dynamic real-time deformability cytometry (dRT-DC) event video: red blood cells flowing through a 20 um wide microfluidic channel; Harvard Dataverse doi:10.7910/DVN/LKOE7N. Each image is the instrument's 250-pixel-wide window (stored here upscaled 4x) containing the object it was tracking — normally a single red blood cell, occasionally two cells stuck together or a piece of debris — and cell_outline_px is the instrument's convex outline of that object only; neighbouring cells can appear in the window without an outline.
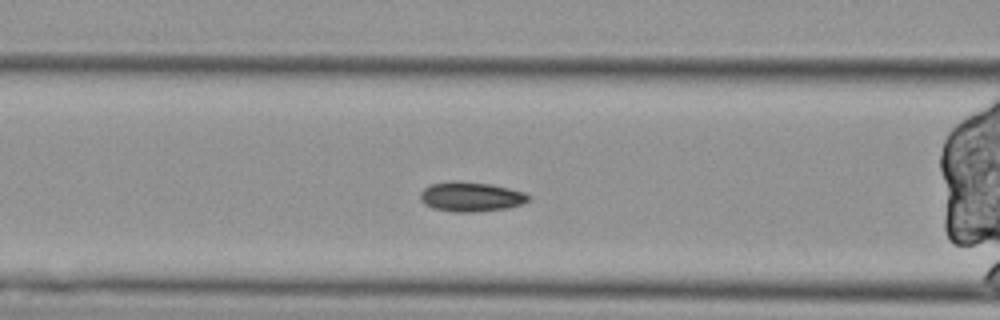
{"species": "Egyptian fruit bat (a non-hibernating species)", "species_latin": "Rousettus aegyptiacus", "temperature_condition": "cold", "stored_images_in_passage": 50, "camera_frame_rate_fps": 3000, "um_per_image_px": 0.085, "animal": {"sex": "female"}, "frame": {"image": 1, "passage_image": 13, "time_ms": 4.0, "image_size_px": [1000, 320], "cell_outline_px": [[532, 196], [528, 200], [520, 204], [508, 208], [476, 212], [452, 212], [432, 208], [424, 204], [420, 200], [420, 192], [424, 188], [432, 184], [452, 180], [456, 180], [492, 184], [524, 192]], "centroid_in_image_um": [40.0, 16.72], "position_along_channel_um": 126.6, "area_um2": 18.9}}
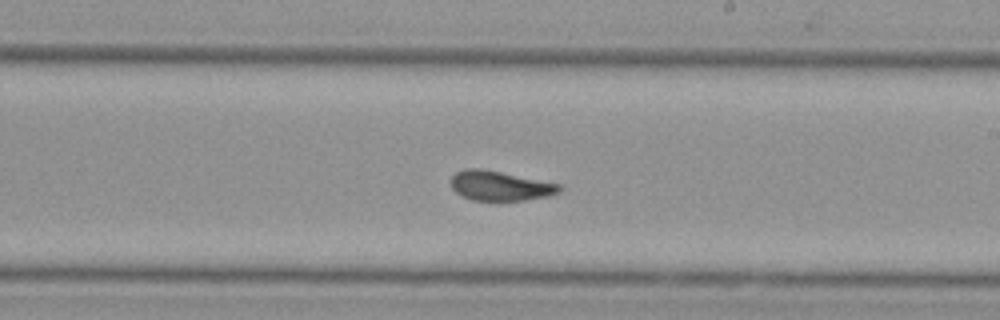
{"frame": {"image": 2, "passage_image": 24, "time_ms": 7.667, "image_size_px": [1000, 320], "cell_outline_px": [[560, 192], [548, 196], [524, 200], [496, 204], [472, 200], [460, 196], [452, 188], [448, 180], [456, 172], [464, 168], [480, 168], [560, 184]], "centroid_in_image_um": [42.42, 15.84], "position_along_channel_um": 246.6, "area_um2": 19.48}}
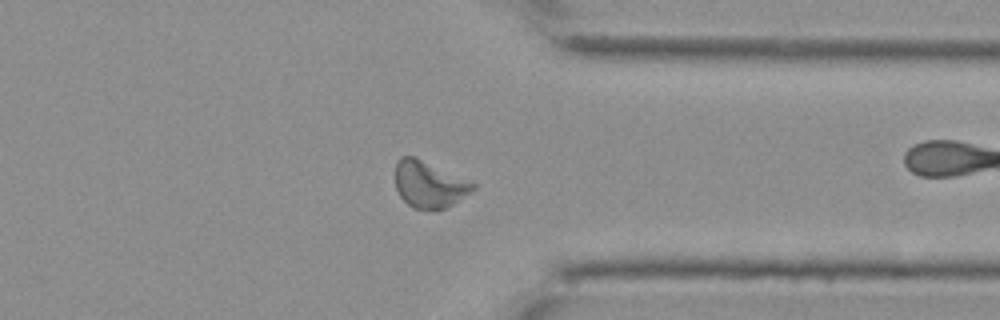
{"frame": {"image": 3, "passage_image": 36, "time_ms": 11.667, "image_size_px": [1000, 320], "cell_outline_px": [[476, 188], [452, 204], [444, 208], [412, 208], [400, 196], [396, 188], [396, 160], [400, 156], [416, 156], [476, 184]], "centroid_in_image_um": [36.44, 15.63], "position_along_channel_um": 375.0, "area_um2": 20.75}, "authors_computed_cell_mechanics": {"area_um2": 19.652, "velocity_mm_per_s": 3.3022, "shape_relaxation_time_tau1_ms": null, "shape_relaxation_time_tau2_ms": 1.9913, "deformation_change_tau1": null, "deformation_change_tau2": 0.0875}}